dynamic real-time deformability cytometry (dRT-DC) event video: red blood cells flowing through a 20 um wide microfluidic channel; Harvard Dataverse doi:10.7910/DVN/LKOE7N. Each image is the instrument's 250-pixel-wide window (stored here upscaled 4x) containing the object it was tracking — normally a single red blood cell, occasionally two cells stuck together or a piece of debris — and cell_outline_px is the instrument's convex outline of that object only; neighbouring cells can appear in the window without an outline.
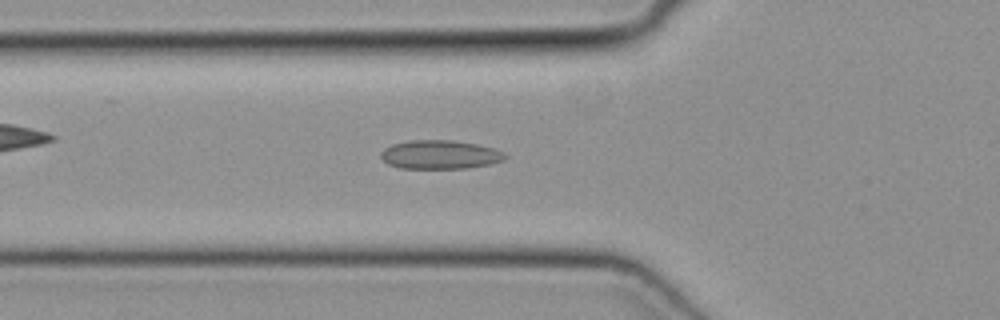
{"species": "common noctule bat (a hibernating species)", "species_latin": "Nyctalus noctula", "temperature_condition": "cold", "stored_images_in_passage": 38, "camera_frame_rate_fps": 3000, "um_per_image_px": 0.085, "animal": {"sex": "female", "body_mass_g": 19.3, "forearm_length_mm": 54.1}, "frame": {"image": 1, "passage_image": 6, "time_ms": 1.667, "image_size_px": [1000, 320], "cell_outline_px": [[508, 156], [504, 160], [492, 164], [468, 168], [400, 168], [388, 164], [380, 156], [380, 152], [384, 148], [392, 144], [412, 140], [452, 140], [476, 144], [492, 148], [504, 152]], "centroid_in_image_um": [37.41, 13.14], "position_along_channel_um": 88.4, "area_um2": 20.87}}
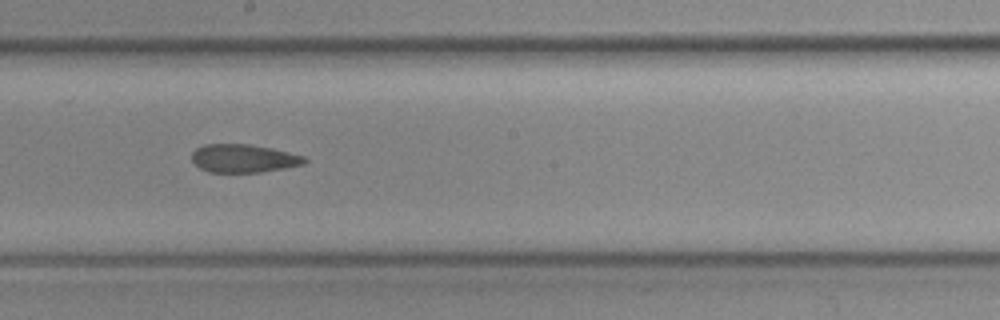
{"frame": {"image": 2, "passage_image": 16, "time_ms": 5.0, "image_size_px": [1000, 320], "cell_outline_px": [[308, 160], [304, 164], [284, 168], [260, 172], [208, 172], [200, 168], [192, 160], [192, 152], [196, 148], [204, 144], [248, 144], [272, 148], [304, 156]], "centroid_in_image_um": [20.7, 13.46], "position_along_channel_um": 227.5, "area_um2": 18.5}}
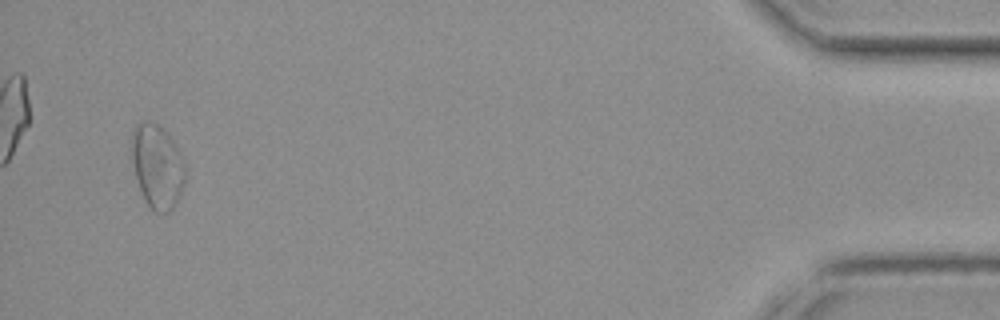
{"frame": {"image": 3, "passage_image": 36, "time_ms": 11.667, "image_size_px": [1000, 320], "cell_outline_px": [[184, 184], [180, 196], [176, 204], [168, 212], [160, 216], [148, 204], [136, 180], [132, 160], [132, 132], [136, 124], [144, 120], [148, 120], [156, 124], [172, 140], [180, 152], [184, 160]], "centroid_in_image_um": [13.37, 14.16], "position_along_channel_um": 421.8, "area_um2": 25.95}}